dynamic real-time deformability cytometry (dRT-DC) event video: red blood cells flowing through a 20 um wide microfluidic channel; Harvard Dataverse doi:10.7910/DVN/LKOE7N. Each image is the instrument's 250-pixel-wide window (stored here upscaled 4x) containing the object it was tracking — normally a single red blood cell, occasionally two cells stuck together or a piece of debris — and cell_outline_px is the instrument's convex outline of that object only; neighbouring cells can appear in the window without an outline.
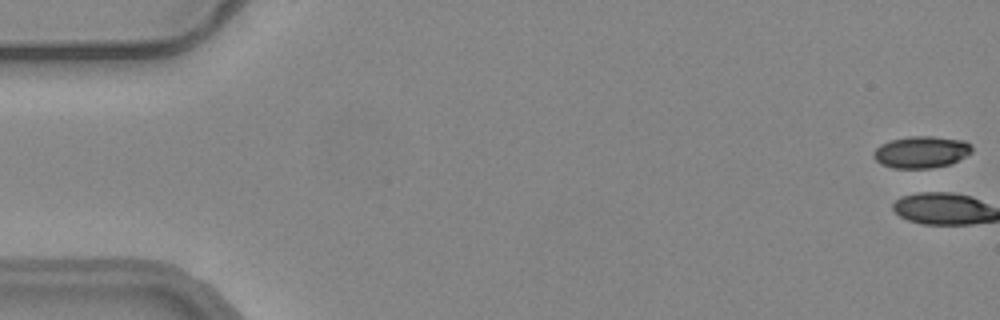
{"species": "common noctule bat (a hibernating species)", "species_latin": "Nyctalus noctula", "temperature_condition": "warm", "stored_images_in_passage": 2, "camera_frame_rate_fps": 3000, "um_per_image_px": 0.085, "animal": {"sex": "female", "body_mass_g": 24.6, "forearm_length_mm": 56.2}, "frame": {"image": 1, "passage_image": 1, "time_ms": 0.0, "image_size_px": [1000, 320], "cell_outline_px": [[972, 152], [952, 164], [928, 168], [892, 168], [880, 164], [872, 156], [872, 152], [880, 144], [888, 140], [908, 136], [932, 136], [964, 140], [972, 144]], "centroid_in_image_um": [78.29, 12.91], "position_along_channel_um": 6.7, "area_um2": 18.55}}